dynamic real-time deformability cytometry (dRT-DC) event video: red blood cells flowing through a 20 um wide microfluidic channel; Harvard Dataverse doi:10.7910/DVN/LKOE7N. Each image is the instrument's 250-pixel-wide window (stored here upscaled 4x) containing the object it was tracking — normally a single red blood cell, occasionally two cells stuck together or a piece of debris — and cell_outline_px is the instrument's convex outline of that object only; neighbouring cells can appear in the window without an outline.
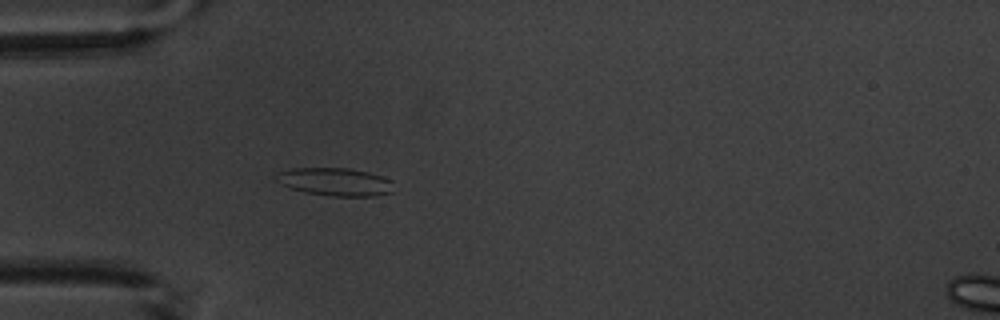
{"species": "common noctule bat (a hibernating species)", "species_latin": "Nyctalus noctula", "temperature_condition": "warm", "stored_images_in_passage": 3, "camera_frame_rate_fps": 3000, "um_per_image_px": 0.085, "animal": {"sex": "male", "body_mass_g": 20.1, "forearm_length_mm": 53.5}, "frame": {"image": 1, "passage_image": 3, "time_ms": 2.333, "image_size_px": [1000, 320], "cell_outline_px": [[392, 192], [376, 196], [332, 196], [304, 192], [280, 184], [276, 180], [276, 172], [292, 168], [348, 168], [368, 172], [392, 180]], "centroid_in_image_um": [28.47, 15.45], "position_along_channel_um": 56.5, "area_um2": 19.13}}